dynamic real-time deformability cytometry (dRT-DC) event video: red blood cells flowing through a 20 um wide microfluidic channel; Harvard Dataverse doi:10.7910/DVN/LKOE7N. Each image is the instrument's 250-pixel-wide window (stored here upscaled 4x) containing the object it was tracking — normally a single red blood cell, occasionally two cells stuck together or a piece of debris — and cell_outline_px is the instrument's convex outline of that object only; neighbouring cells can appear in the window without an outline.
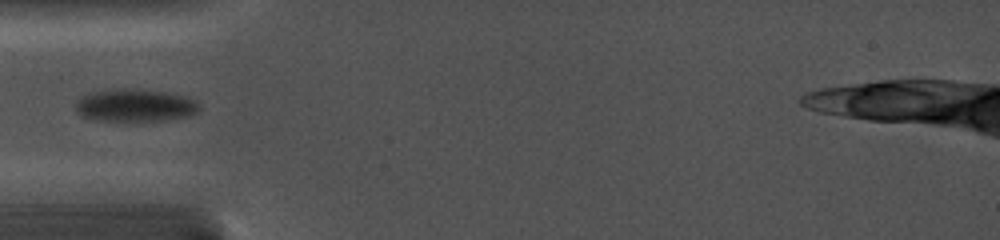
{"species": "common noctule bat (a hibernating species)", "species_latin": "Nyctalus noctula", "temperature_condition": "cold", "stored_images_in_passage": 16, "camera_frame_rate_fps": 5000, "um_per_image_px": 0.085, "animal": {"sex": "female", "body_mass_g": 19.0, "forearm_length_mm": 56.7}, "frame": {"image": 1, "passage_image": 1, "time_ms": 0.0, "image_size_px": [1000, 240], "cell_outline_px": [[200, 108], [192, 116], [168, 120], [96, 120], [80, 116], [76, 112], [76, 100], [80, 96], [92, 92], [112, 88], [140, 88], [168, 92], [184, 96], [196, 100], [200, 104]], "centroid_in_image_um": [11.48, 8.93], "position_along_channel_um": 73.5, "area_um2": 23.99}}
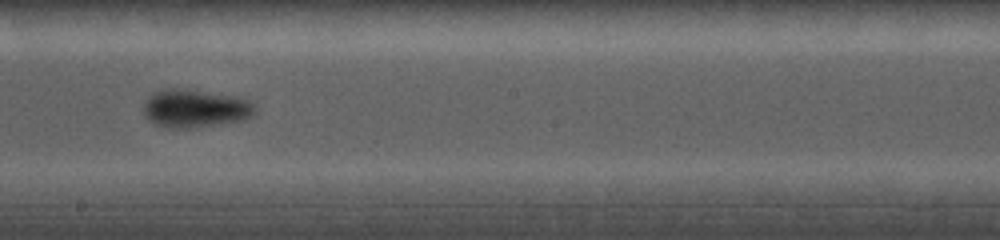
{"frame": {"image": 2, "passage_image": 5, "time_ms": 4.0, "image_size_px": [1000, 240], "cell_outline_px": [[256, 112], [252, 116], [244, 120], [184, 128], [168, 128], [156, 124], [144, 116], [144, 100], [152, 92], [168, 88], [172, 88], [240, 96], [248, 100], [256, 108]], "centroid_in_image_um": [16.58, 9.2], "position_along_channel_um": 231.6, "area_um2": 24.62}}
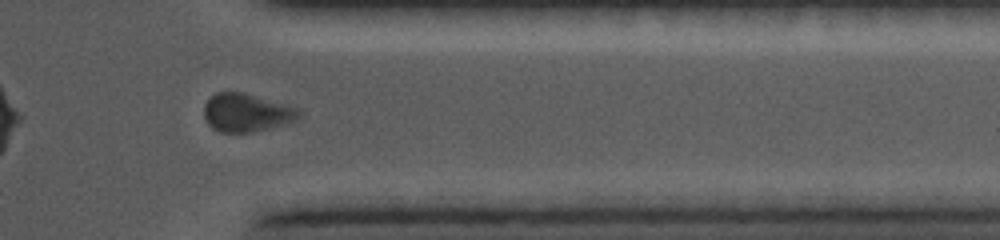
{"frame": {"image": 3, "passage_image": 12, "time_ms": 8.0, "image_size_px": [1000, 240], "cell_outline_px": [[304, 112], [296, 120], [288, 124], [272, 128], [252, 132], [220, 132], [212, 128], [208, 124], [204, 116], [204, 104], [216, 92], [240, 92], [288, 104], [300, 108]], "centroid_in_image_um": [21.01, 9.59], "position_along_channel_um": 390.4, "area_um2": 21.44}}